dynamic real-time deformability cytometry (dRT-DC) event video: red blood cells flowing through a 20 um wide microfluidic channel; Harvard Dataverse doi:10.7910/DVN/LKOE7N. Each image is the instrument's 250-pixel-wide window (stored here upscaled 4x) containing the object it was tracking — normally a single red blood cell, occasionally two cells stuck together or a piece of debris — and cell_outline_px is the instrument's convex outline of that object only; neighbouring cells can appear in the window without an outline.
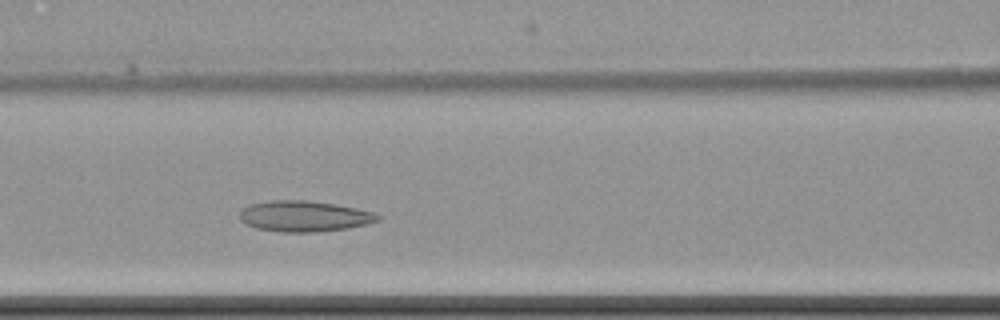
{"species": "common noctule bat (a hibernating species)", "species_latin": "Nyctalus noctula", "temperature_condition": "cold", "stored_images_in_passage": 5, "camera_frame_rate_fps": 3000, "um_per_image_px": 0.085, "animal": {"sex": "female", "body_mass_g": 22.7, "forearm_length_mm": 54.2}, "frame": {"image": 1, "passage_image": 5, "time_ms": 4.667, "image_size_px": [1000, 320], "cell_outline_px": [[384, 216], [380, 220], [368, 224], [348, 228], [316, 232], [280, 232], [256, 228], [240, 220], [240, 212], [248, 204], [272, 200], [308, 200], [336, 204], [356, 208], [372, 212]], "centroid_in_image_um": [25.89, 18.37], "position_along_channel_um": 140.7, "area_um2": 24.97}}